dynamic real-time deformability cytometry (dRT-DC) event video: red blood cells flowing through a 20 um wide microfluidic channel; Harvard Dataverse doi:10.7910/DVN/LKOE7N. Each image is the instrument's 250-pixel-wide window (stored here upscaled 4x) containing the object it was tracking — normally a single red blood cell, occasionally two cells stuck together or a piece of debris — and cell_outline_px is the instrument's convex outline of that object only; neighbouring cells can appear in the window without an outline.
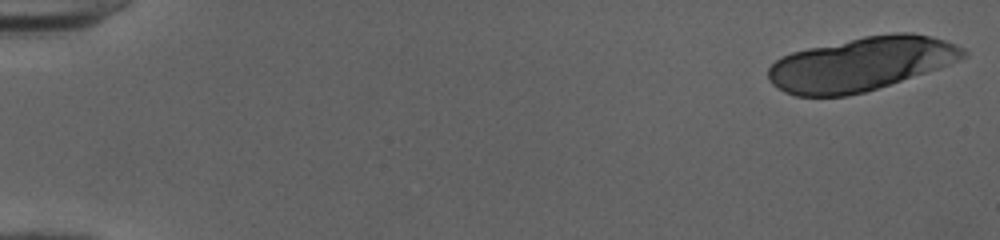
{"species": "human", "species_latin": "Homo sapiens", "temperature_condition": "cold", "stored_images_in_passage": 21, "camera_frame_rate_fps": 3000, "um_per_image_px": 0.085, "donor": {"sex": "female"}, "frame": {"image": 1, "passage_image": 1, "time_ms": 0.0, "image_size_px": [1000, 240], "cell_outline_px": [[968, 56], [960, 60], [940, 68], [864, 92], [848, 96], [796, 96], [784, 92], [772, 84], [768, 76], [768, 68], [776, 60], [792, 52], [808, 48], [864, 36], [892, 32], [912, 32], [944, 40], [964, 48], [968, 52]], "centroid_in_image_um": [73.21, 5.43], "position_along_channel_um": 11.8, "area_um2": 60.98}}
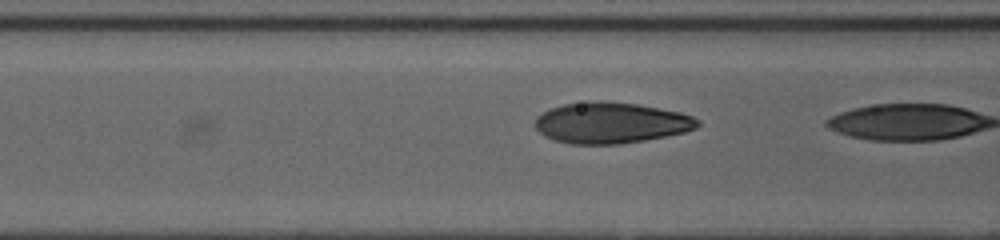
{"frame": {"image": 2, "passage_image": 20, "time_ms": 6.333, "image_size_px": [1000, 240], "cell_outline_px": [[700, 124], [696, 128], [684, 132], [644, 140], [620, 144], [572, 144], [552, 140], [544, 136], [536, 128], [536, 116], [552, 108], [564, 104], [600, 100], [636, 104], [680, 112], [692, 116], [700, 120]], "centroid_in_image_um": [51.93, 10.44], "position_along_channel_um": 114.7, "area_um2": 38.67}}